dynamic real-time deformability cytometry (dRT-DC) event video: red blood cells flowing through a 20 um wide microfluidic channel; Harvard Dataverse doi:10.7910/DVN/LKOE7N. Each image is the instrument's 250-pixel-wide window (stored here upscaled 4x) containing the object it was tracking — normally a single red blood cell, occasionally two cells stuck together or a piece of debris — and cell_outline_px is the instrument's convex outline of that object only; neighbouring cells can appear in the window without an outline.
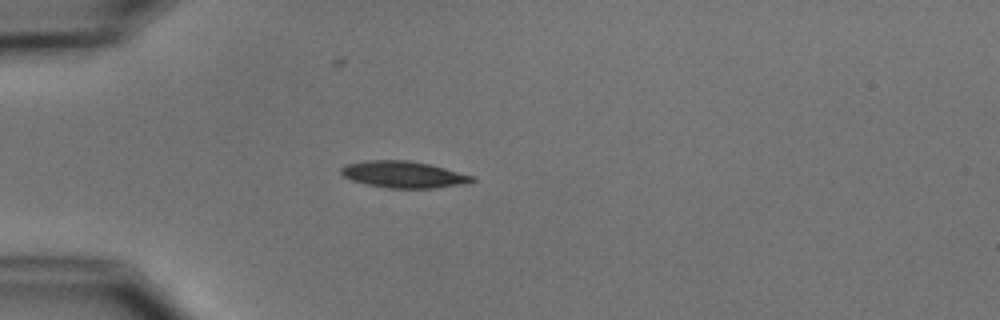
{"species": "common noctule bat (a hibernating species)", "species_latin": "Nyctalus noctula", "temperature_condition": "cold", "stored_images_in_passage": 4, "camera_frame_rate_fps": 3000, "um_per_image_px": 0.085, "animal": {"sex": "male", "body_mass_g": 15.6}, "frame": {"image": 1, "passage_image": 3, "time_ms": 2.333, "image_size_px": [1000, 320], "cell_outline_px": [[476, 180], [464, 184], [436, 188], [388, 188], [368, 184], [352, 180], [344, 176], [340, 172], [340, 168], [344, 164], [364, 160], [408, 160], [428, 164], [476, 176]], "centroid_in_image_um": [34.3, 14.82], "position_along_channel_um": 50.7, "area_um2": 20.4}}